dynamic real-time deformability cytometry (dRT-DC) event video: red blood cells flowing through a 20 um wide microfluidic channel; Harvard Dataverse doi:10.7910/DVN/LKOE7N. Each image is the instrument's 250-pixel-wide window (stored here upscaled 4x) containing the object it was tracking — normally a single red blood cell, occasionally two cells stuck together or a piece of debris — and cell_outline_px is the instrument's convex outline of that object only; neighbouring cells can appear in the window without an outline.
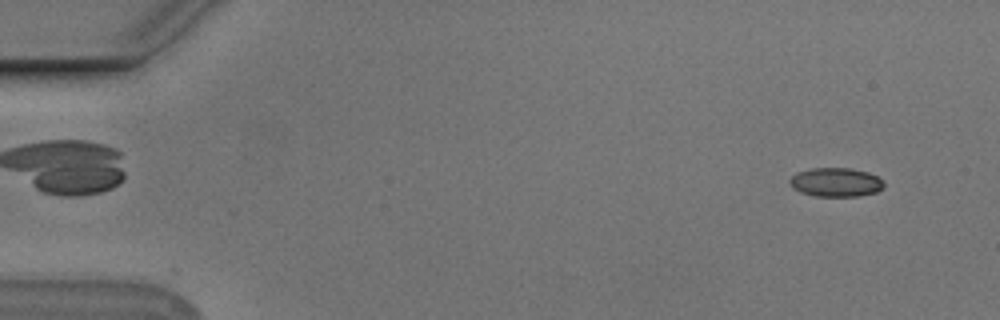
{"species": "Egyptian fruit bat (a non-hibernating species)", "species_latin": "Rousettus aegyptiacus", "temperature_condition": "cold", "stored_images_in_passage": 55, "camera_frame_rate_fps": 3000, "um_per_image_px": 0.085, "animal": {"sex": "male"}, "frame": {"image": 1, "passage_image": 4, "time_ms": 1.0, "image_size_px": [1000, 320], "cell_outline_px": [[884, 188], [876, 192], [860, 196], [816, 196], [800, 192], [792, 188], [788, 180], [796, 172], [812, 168], [848, 168], [868, 172], [884, 180]], "centroid_in_image_um": [71.04, 15.49], "position_along_channel_um": 14.0, "area_um2": 16.01}}
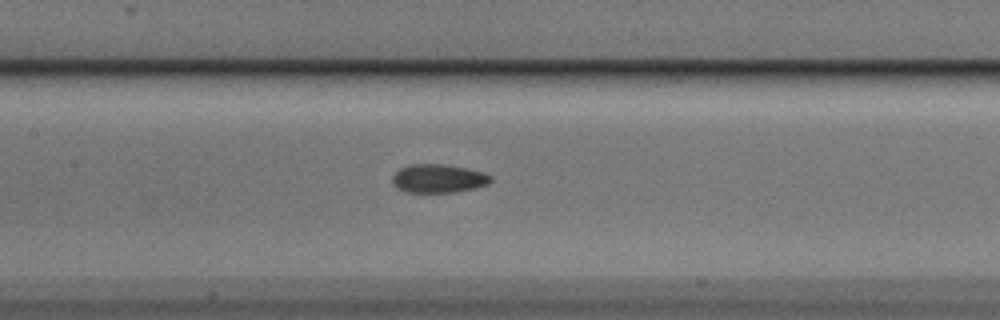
{"frame": {"image": 2, "passage_image": 26, "time_ms": 8.333, "image_size_px": [1000, 320], "cell_outline_px": [[492, 180], [488, 184], [476, 188], [456, 192], [408, 192], [396, 188], [392, 184], [392, 176], [400, 168], [408, 164], [444, 164], [484, 172], [492, 176]], "centroid_in_image_um": [37.25, 15.17], "position_along_channel_um": 170.1, "area_um2": 16.47}}
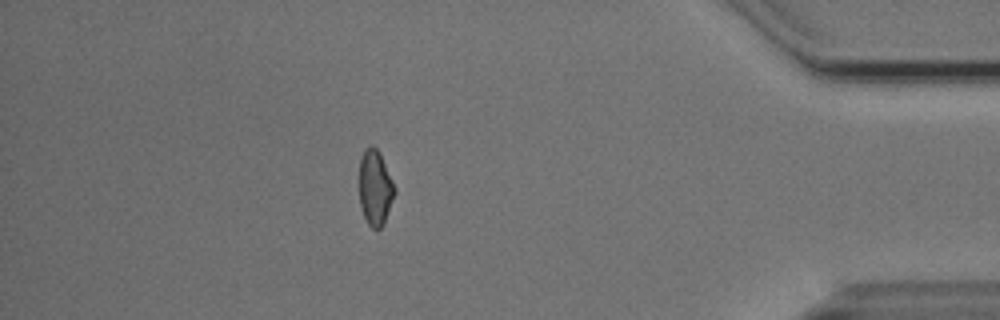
{"frame": {"image": 3, "passage_image": 48, "time_ms": 15.667, "image_size_px": [1000, 320], "cell_outline_px": [[396, 192], [384, 224], [380, 228], [372, 228], [368, 224], [364, 216], [360, 204], [360, 160], [364, 148], [368, 144], [372, 144], [380, 152], [396, 188]], "centroid_in_image_um": [31.9, 15.92], "position_along_channel_um": 403.3, "area_um2": 15.66}, "authors_computed_cell_mechanics": {"area_um2": 16.0106, "velocity_mm_per_s": 3.7636, "shape_relaxation_time_tau1_ms": 4.0638, "shape_relaxation_time_tau2_ms": 1.4556, "deformation_change_tau1": 0.1236, "deformation_change_tau2": 0.0661}}